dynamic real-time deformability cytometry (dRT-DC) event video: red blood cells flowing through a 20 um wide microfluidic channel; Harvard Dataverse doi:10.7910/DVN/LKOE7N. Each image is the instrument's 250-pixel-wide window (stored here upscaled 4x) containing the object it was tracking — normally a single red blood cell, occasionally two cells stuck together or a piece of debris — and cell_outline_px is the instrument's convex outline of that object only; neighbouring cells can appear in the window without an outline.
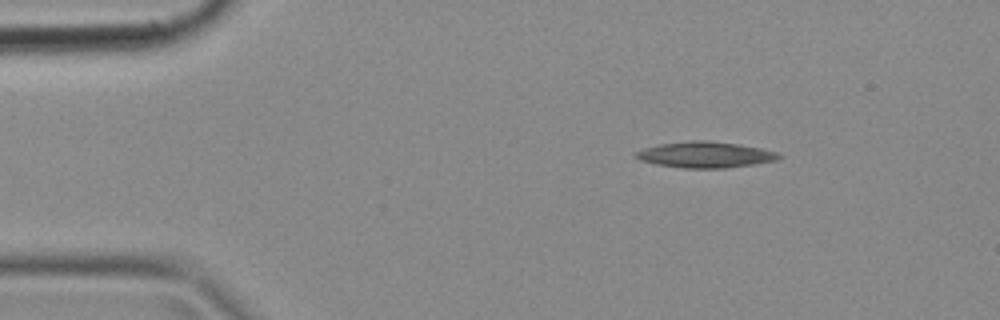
{"species": "common noctule bat (a hibernating species)", "species_latin": "Nyctalus noctula", "temperature_condition": "cold", "stored_images_in_passage": 13, "camera_frame_rate_fps": 3000, "um_per_image_px": 0.085, "animal": {"sex": "female", "body_mass_g": 18.4}, "frame": {"image": 1, "passage_image": 6, "time_ms": 1.667, "image_size_px": [1000, 320], "cell_outline_px": [[784, 156], [776, 160], [752, 164], [724, 168], [684, 168], [656, 164], [640, 160], [636, 156], [636, 152], [644, 148], [656, 144], [692, 140], [704, 140], [736, 144], [760, 148], [780, 152]], "centroid_in_image_um": [59.96, 13.14], "position_along_channel_um": 25.0, "area_um2": 21.56}}